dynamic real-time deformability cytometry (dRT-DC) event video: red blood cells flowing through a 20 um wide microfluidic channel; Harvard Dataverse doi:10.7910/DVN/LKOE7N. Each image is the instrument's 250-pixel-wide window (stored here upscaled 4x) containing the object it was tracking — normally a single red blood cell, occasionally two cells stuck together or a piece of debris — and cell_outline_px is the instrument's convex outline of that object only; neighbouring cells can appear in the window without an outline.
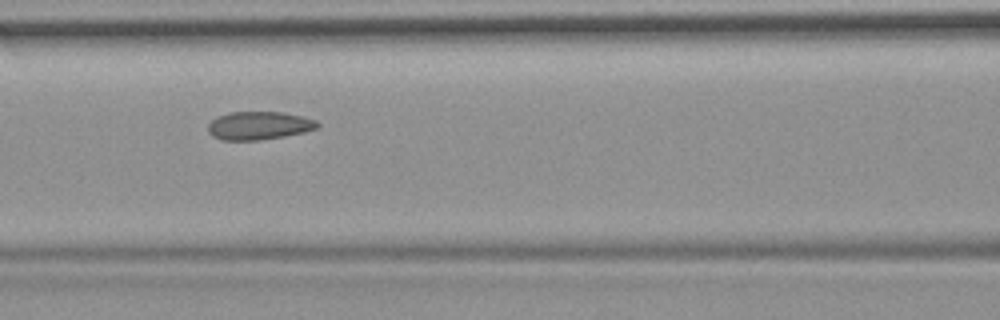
{"species": "common noctule bat (a hibernating species)", "species_latin": "Nyctalus noctula", "temperature_condition": "room temperature", "stored_images_in_passage": 12, "camera_frame_rate_fps": 3000, "um_per_image_px": 0.085, "animal": {"sex": "female", "body_mass_g": 19.9}, "frame": {"image": 1, "passage_image": 4, "time_ms": 1.0, "image_size_px": [1000, 320], "cell_outline_px": [[320, 124], [316, 128], [304, 132], [284, 136], [260, 140], [224, 140], [212, 136], [208, 132], [208, 124], [216, 116], [228, 112], [284, 112], [304, 116], [316, 120]], "centroid_in_image_um": [22.0, 10.66], "position_along_channel_um": 144.6, "area_um2": 18.09}}